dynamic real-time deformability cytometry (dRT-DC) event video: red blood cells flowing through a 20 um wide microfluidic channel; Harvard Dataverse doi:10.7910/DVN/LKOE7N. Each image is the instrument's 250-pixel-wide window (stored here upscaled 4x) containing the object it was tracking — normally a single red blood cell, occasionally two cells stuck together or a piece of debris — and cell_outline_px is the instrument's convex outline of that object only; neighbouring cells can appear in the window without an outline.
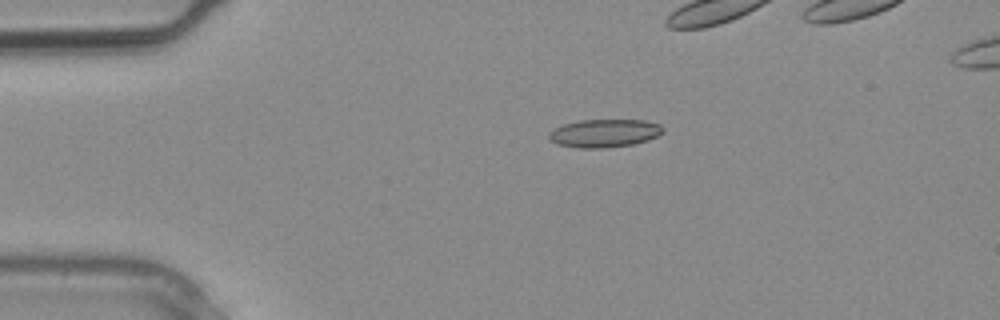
{"species": "common noctule bat (a hibernating species)", "species_latin": "Nyctalus noctula", "temperature_condition": "warm", "stored_images_in_passage": 4, "camera_frame_rate_fps": 3000, "um_per_image_px": 0.085, "animal": {"sex": "male", "body_mass_g": 20.4}, "frame": {"image": 1, "passage_image": 4, "time_ms": 1.0, "image_size_px": [1000, 320], "cell_outline_px": [[664, 132], [648, 140], [632, 144], [604, 148], [576, 148], [556, 144], [548, 140], [548, 132], [564, 124], [580, 120], [644, 120], [660, 124], [664, 128]], "centroid_in_image_um": [51.35, 11.33], "position_along_channel_um": 33.6, "area_um2": 18.79}}